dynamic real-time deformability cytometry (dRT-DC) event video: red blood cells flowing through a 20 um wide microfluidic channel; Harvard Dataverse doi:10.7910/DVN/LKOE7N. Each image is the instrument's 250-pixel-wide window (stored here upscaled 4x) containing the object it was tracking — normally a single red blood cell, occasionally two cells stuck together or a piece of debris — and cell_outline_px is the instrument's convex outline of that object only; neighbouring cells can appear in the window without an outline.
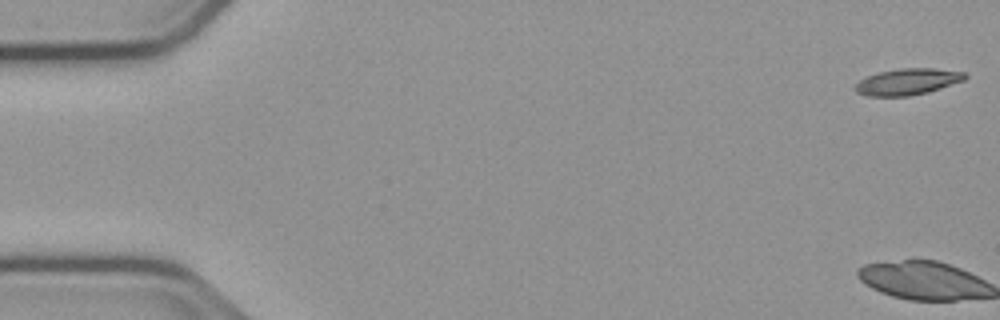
{"species": "common noctule bat (a hibernating species)", "species_latin": "Nyctalus noctula", "temperature_condition": "cold", "stored_images_in_passage": 19, "camera_frame_rate_fps": 3000, "um_per_image_px": 0.085, "animal": {"sex": "male", "body_mass_g": 23.1, "forearm_length_mm": 52.7}, "frame": {"image": 1, "passage_image": 1, "time_ms": 0.0, "image_size_px": [1000, 320], "cell_outline_px": [[968, 76], [964, 80], [928, 92], [908, 96], [868, 96], [856, 92], [852, 88], [860, 80], [868, 76], [880, 72], [900, 68], [932, 68], [964, 72]], "centroid_in_image_um": [77.13, 6.95], "position_along_channel_um": 7.9, "area_um2": 16.76}}